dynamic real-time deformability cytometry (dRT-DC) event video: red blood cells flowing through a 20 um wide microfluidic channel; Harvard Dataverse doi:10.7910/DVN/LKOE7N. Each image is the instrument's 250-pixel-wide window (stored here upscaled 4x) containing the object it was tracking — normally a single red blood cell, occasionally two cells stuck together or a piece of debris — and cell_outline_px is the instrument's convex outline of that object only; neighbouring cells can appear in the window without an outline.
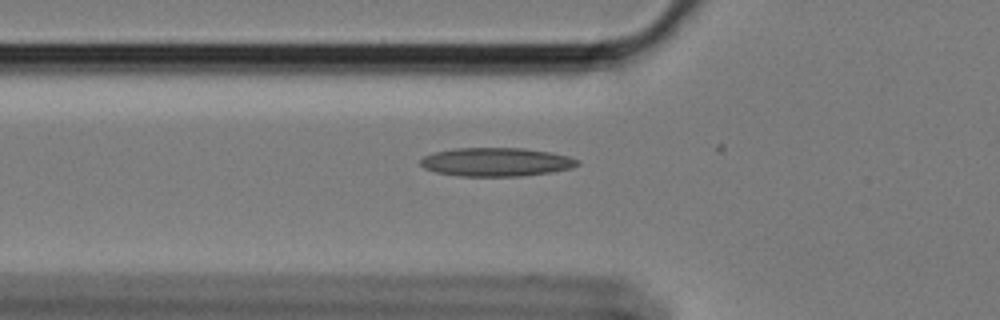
{"species": "Egyptian fruit bat (a non-hibernating species)", "species_latin": "Rousettus aegyptiacus", "temperature_condition": "cold", "stored_images_in_passage": 3, "camera_frame_rate_fps": 3000, "um_per_image_px": 0.085, "animal": {"sex": "female"}, "frame": {"image": 1, "passage_image": 2, "time_ms": 0.333, "image_size_px": [1000, 320], "cell_outline_px": [[580, 164], [572, 168], [552, 172], [520, 176], [460, 176], [436, 172], [424, 168], [420, 164], [420, 160], [424, 156], [432, 152], [452, 148], [524, 148], [552, 152], [568, 156], [580, 160]], "centroid_in_image_um": [42.19, 13.76], "position_along_channel_um": 83.6, "area_um2": 26.41}}